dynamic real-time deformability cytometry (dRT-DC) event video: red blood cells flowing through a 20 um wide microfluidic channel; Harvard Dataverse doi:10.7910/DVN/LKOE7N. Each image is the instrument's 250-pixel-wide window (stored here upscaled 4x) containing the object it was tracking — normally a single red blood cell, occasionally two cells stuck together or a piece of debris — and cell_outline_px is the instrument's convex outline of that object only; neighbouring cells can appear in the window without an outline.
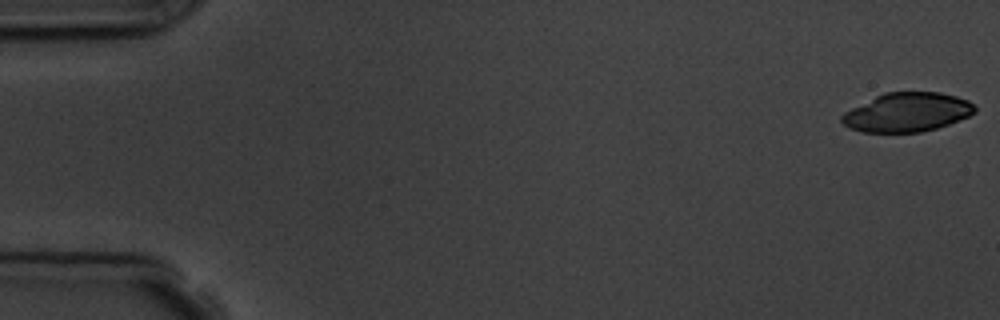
{"species": "common noctule bat (a hibernating species)", "species_latin": "Nyctalus noctula", "temperature_condition": "room temperature", "stored_images_in_passage": 6, "camera_frame_rate_fps": 3000, "um_per_image_px": 0.085, "animal": {"sex": "male", "body_mass_g": 19.5, "forearm_length_mm": 54.6}, "frame": {"image": 1, "passage_image": 1, "time_ms": 0.0, "image_size_px": [1000, 320], "cell_outline_px": [[976, 112], [968, 116], [948, 124], [936, 128], [920, 132], [864, 132], [848, 128], [840, 120], [840, 116], [844, 112], [884, 92], [940, 92], [956, 96], [968, 100], [976, 108]], "centroid_in_image_um": [77.09, 9.54], "position_along_channel_um": 7.9, "area_um2": 30.11}}